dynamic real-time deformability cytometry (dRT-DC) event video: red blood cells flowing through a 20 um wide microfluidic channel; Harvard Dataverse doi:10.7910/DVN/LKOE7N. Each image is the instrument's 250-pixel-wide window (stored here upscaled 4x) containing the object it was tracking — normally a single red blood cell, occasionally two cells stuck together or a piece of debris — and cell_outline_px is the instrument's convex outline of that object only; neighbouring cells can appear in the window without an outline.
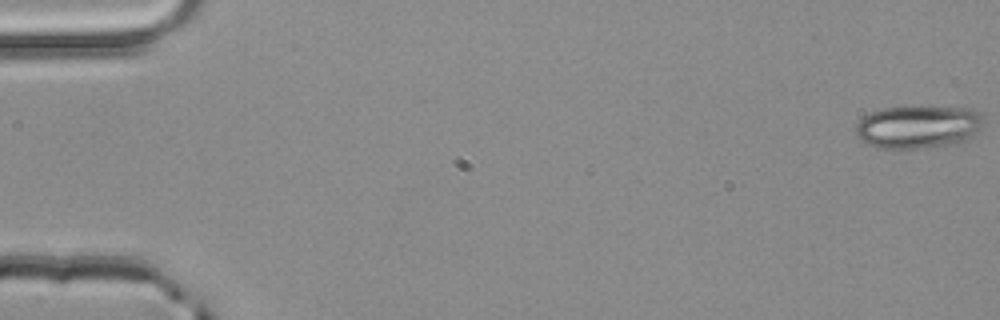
{"species": "common noctule bat (a hibernating species)", "species_latin": "Nyctalus noctula", "temperature_condition": "room temperature", "stored_images_in_passage": 50, "camera_frame_rate_fps": 3000, "um_per_image_px": 0.085, "animal": {"sex": "male", "body_mass_g": 20.4}, "frame": {"image": 1, "passage_image": 1, "time_ms": 0.0, "image_size_px": [1000, 320], "cell_outline_px": [[984, 124], [976, 132], [964, 140], [952, 144], [916, 148], [876, 148], [860, 140], [856, 136], [856, 124], [864, 116], [872, 112], [884, 108], [972, 108], [984, 112]], "centroid_in_image_um": [78.06, 10.79], "position_along_channel_um": 6.9, "area_um2": 31.62}}
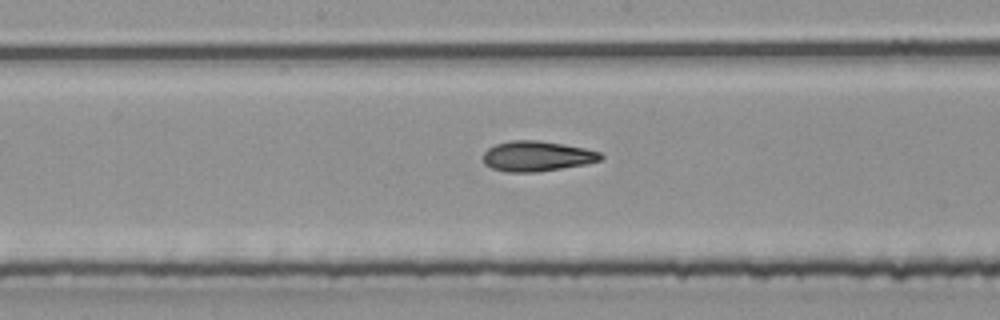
{"frame": {"image": 2, "passage_image": 28, "time_ms": 9.0, "image_size_px": [1000, 320], "cell_outline_px": [[604, 156], [600, 160], [584, 164], [536, 172], [508, 172], [492, 168], [484, 164], [484, 152], [488, 148], [496, 144], [512, 140], [536, 140], [564, 144], [584, 148], [600, 152]], "centroid_in_image_um": [45.62, 13.27], "position_along_channel_um": 202.6, "area_um2": 20.52}}
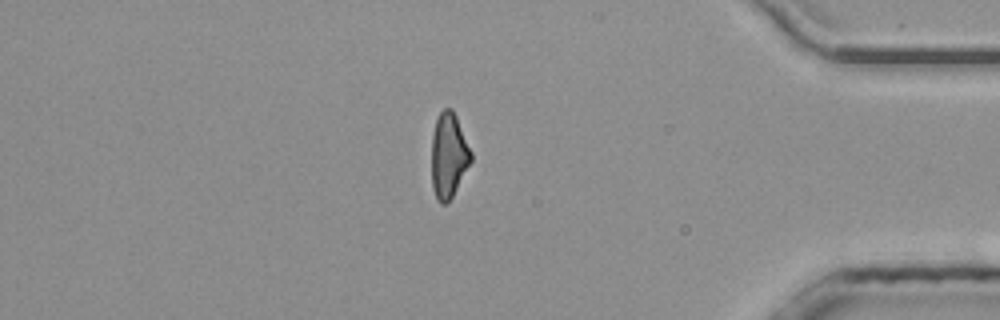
{"frame": {"image": 3, "passage_image": 45, "time_ms": 14.667, "image_size_px": [1000, 320], "cell_outline_px": [[472, 160], [448, 204], [440, 204], [436, 200], [432, 188], [432, 136], [436, 120], [440, 112], [444, 108], [452, 108], [456, 116], [472, 152]], "centroid_in_image_um": [38.13, 13.24], "position_along_channel_um": 397.1, "area_um2": 19.59}, "authors_computed_cell_mechanics": {"area_um2": 20.7502, "velocity_mm_per_s": 4.0333, "shape_relaxation_time_tau1_ms": null, "shape_relaxation_time_tau2_ms": 2.8093, "deformation_change_tau1": null, "deformation_change_tau2": 0.1074}}